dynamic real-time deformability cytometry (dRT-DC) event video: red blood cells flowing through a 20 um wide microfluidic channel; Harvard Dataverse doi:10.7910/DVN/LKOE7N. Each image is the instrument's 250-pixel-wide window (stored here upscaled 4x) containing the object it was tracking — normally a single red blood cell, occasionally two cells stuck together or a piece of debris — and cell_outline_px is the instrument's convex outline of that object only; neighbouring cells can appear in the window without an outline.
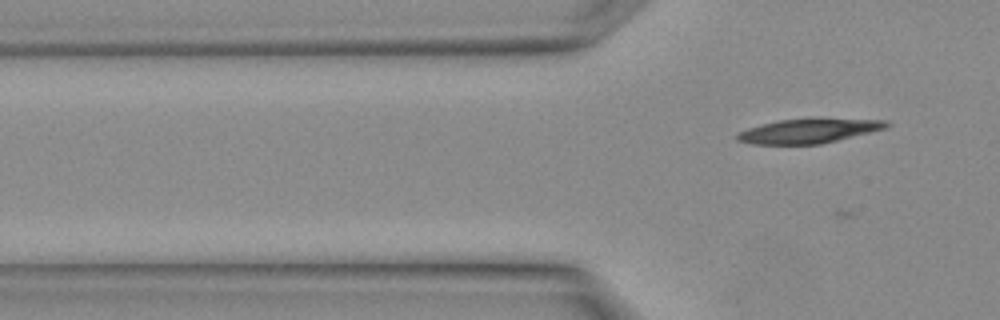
{"species": "Egyptian fruit bat (a non-hibernating species)", "species_latin": "Rousettus aegyptiacus", "temperature_condition": "warm", "stored_images_in_passage": 2, "camera_frame_rate_fps": 3000, "um_per_image_px": 0.085, "animal": {"sex": "female"}, "frame": {"image": 1, "passage_image": 2, "time_ms": 0.333, "image_size_px": [1000, 320], "cell_outline_px": [[892, 124], [888, 128], [820, 144], [752, 144], [736, 140], [736, 136], [740, 132], [748, 128], [776, 120], [812, 116], [884, 120]], "centroid_in_image_um": [68.8, 11.08], "position_along_channel_um": 57.0, "area_um2": 22.02}}